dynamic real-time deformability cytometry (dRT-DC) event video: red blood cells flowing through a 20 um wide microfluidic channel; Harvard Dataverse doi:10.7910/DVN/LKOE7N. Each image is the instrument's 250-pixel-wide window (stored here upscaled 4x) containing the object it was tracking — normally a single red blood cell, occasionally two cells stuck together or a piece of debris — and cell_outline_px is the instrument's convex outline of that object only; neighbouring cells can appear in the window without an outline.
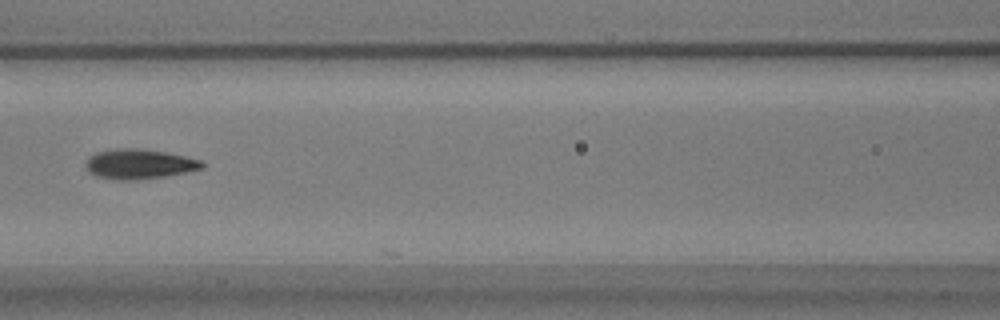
{"species": "common noctule bat (a hibernating species)", "species_latin": "Nyctalus noctula", "temperature_condition": "warm", "stored_images_in_passage": 30, "camera_frame_rate_fps": 3000, "um_per_image_px": 0.085, "animal": {"sex": "male", "body_mass_g": 17.9}, "frame": {"image": 1, "passage_image": 8, "time_ms": 2.333, "image_size_px": [1000, 320], "cell_outline_px": [[204, 164], [200, 168], [184, 172], [164, 176], [140, 180], [120, 180], [96, 176], [88, 172], [84, 164], [88, 156], [96, 152], [120, 148], [136, 148], [164, 152], [184, 156], [200, 160]], "centroid_in_image_um": [11.74, 13.94], "position_along_channel_um": 154.9, "area_um2": 20.06}}
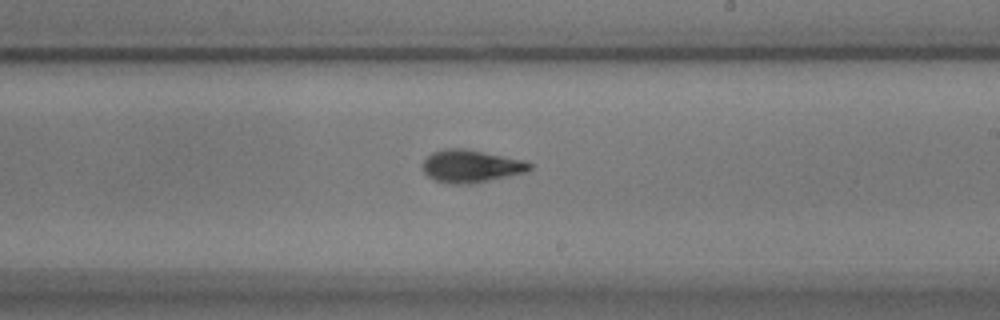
{"frame": {"image": 2, "passage_image": 16, "time_ms": 5.0, "image_size_px": [1000, 320], "cell_outline_px": [[532, 168], [528, 172], [468, 184], [452, 184], [436, 180], [428, 176], [424, 172], [420, 164], [432, 152], [444, 148], [464, 148], [524, 160], [532, 164]], "centroid_in_image_um": [40.02, 14.11], "position_along_channel_um": 249.0, "area_um2": 20.35}}
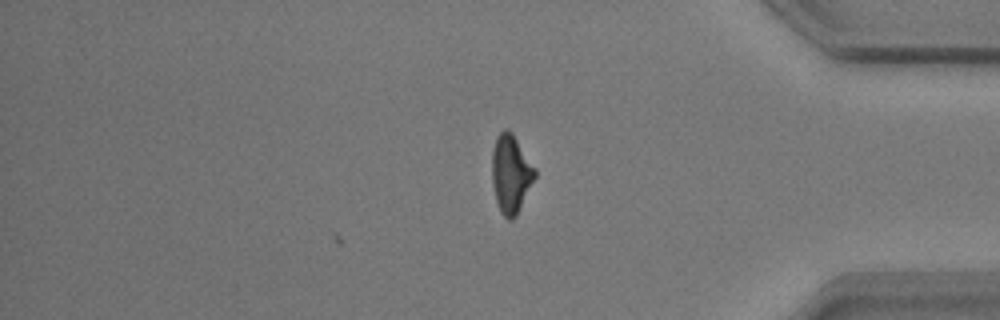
{"frame": {"image": 3, "passage_image": 30, "time_ms": 9.667, "image_size_px": [1000, 320], "cell_outline_px": [[536, 176], [516, 216], [512, 220], [508, 220], [500, 212], [496, 200], [492, 184], [492, 148], [496, 136], [504, 128], [508, 128], [512, 132], [536, 168]], "centroid_in_image_um": [43.41, 14.75], "position_along_channel_um": 391.8, "area_um2": 19.77}, "authors_computed_cell_mechanics": {"area_um2": 19.7098, "velocity_mm_per_s": 3.5322, "shape_relaxation_time_tau1_ms": 0.6293, "shape_relaxation_time_tau2_ms": 2.1162, "deformation_change_tau1": 0.3236, "deformation_change_tau2": 0.0939}}